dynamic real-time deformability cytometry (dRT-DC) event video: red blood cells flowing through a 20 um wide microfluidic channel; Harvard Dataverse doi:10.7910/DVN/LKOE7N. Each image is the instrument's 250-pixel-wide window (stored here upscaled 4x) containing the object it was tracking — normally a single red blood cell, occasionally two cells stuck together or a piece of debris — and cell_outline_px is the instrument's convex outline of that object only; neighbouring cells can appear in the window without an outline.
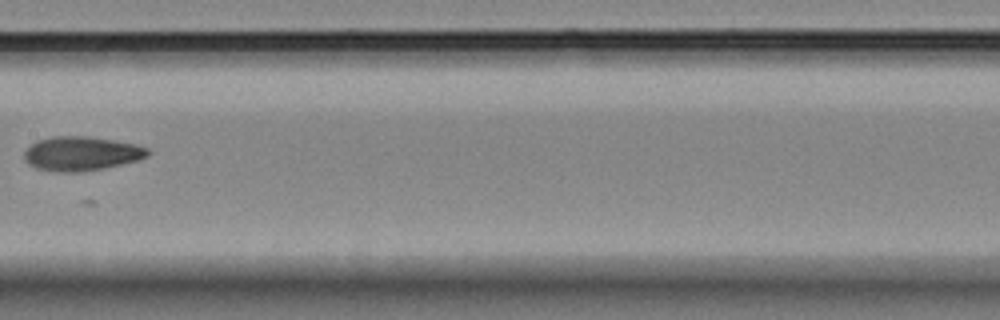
{"species": "Egyptian fruit bat (a non-hibernating species)", "species_latin": "Rousettus aegyptiacus", "temperature_condition": "room temperature", "stored_images_in_passage": 7, "camera_frame_rate_fps": 3000, "um_per_image_px": 0.085, "animal": {"sex": "female"}, "frame": {"image": 1, "passage_image": 7, "time_ms": 7.0, "image_size_px": [1000, 320], "cell_outline_px": [[152, 152], [148, 156], [140, 160], [80, 172], [52, 172], [36, 168], [28, 164], [24, 160], [24, 152], [36, 140], [52, 136], [88, 136], [116, 140], [136, 144], [148, 148]], "centroid_in_image_um": [6.92, 13.05], "position_along_channel_um": 200.5, "area_um2": 24.85}}